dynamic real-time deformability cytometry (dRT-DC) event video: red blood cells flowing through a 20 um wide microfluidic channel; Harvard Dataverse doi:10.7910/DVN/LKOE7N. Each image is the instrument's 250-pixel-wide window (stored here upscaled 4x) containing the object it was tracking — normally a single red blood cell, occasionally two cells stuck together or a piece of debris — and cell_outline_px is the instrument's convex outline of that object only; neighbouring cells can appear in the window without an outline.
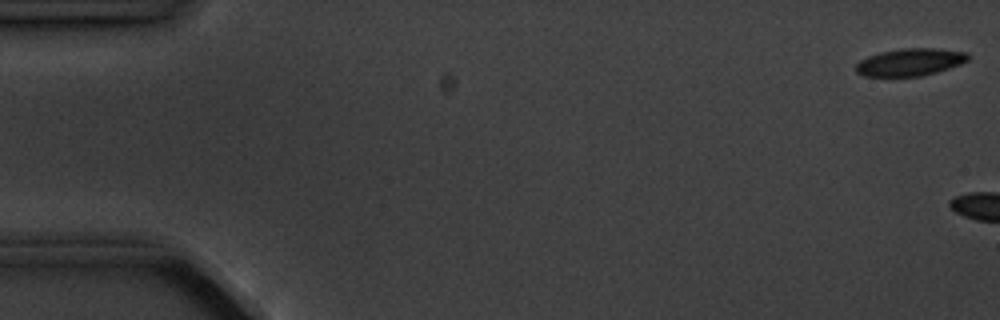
{"species": "common noctule bat (a hibernating species)", "species_latin": "Nyctalus noctula", "temperature_condition": "cold", "stored_images_in_passage": 3, "camera_frame_rate_fps": 3000, "um_per_image_px": 0.085, "animal": {"sex": "male", "body_mass_g": 20.1, "forearm_length_mm": 53.5}, "frame": {"image": 1, "passage_image": 1, "time_ms": 0.0, "image_size_px": [1000, 320], "cell_outline_px": [[968, 60], [960, 64], [936, 72], [920, 76], [864, 76], [856, 72], [856, 64], [860, 60], [868, 56], [880, 52], [904, 48], [932, 48], [968, 52]], "centroid_in_image_um": [77.34, 5.28], "position_along_channel_um": 7.7, "area_um2": 17.74}}